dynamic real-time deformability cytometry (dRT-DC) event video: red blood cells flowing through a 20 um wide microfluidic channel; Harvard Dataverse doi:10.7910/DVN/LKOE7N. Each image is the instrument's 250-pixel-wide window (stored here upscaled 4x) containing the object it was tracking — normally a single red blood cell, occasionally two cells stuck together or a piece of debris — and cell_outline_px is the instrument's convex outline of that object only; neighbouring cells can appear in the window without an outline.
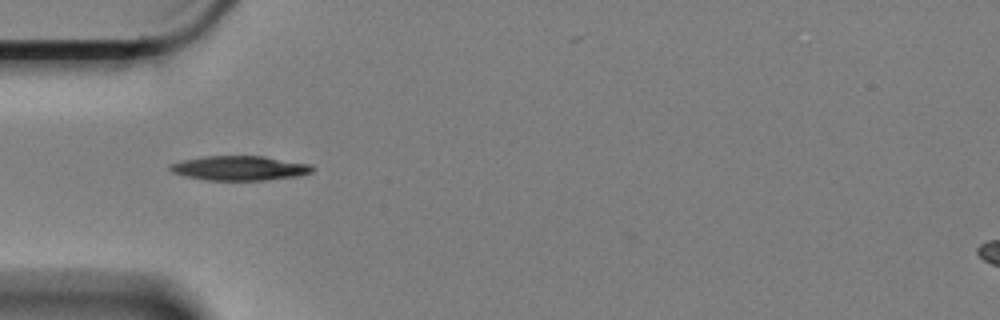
{"species": "Egyptian fruit bat (a non-hibernating species)", "species_latin": "Rousettus aegyptiacus", "temperature_condition": "cold", "stored_images_in_passage": 2, "camera_frame_rate_fps": 3000, "um_per_image_px": 0.085, "animal": {"sex": "female"}, "frame": {"image": 1, "passage_image": 1, "time_ms": 0.0, "image_size_px": [1000, 320], "cell_outline_px": [[312, 172], [300, 176], [264, 180], [208, 180], [184, 176], [172, 172], [168, 168], [172, 164], [184, 160], [204, 156], [264, 156], [312, 164]], "centroid_in_image_um": [20.4, 14.29], "position_along_channel_um": 64.6, "area_um2": 20.29}}
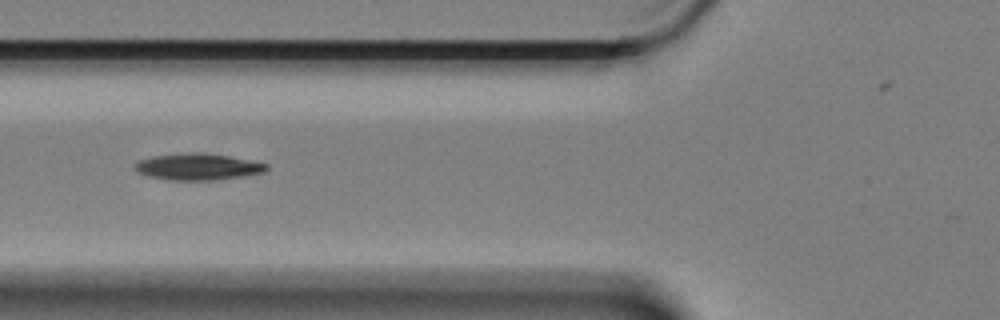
{"frame": {"image": 2, "passage_image": 2, "time_ms": 0.333, "image_size_px": [1000, 320], "cell_outline_px": [[268, 168], [264, 172], [248, 176], [216, 180], [168, 180], [148, 176], [136, 172], [132, 168], [132, 164], [140, 160], [156, 156], [192, 152], [200, 152], [228, 156], [268, 164]], "centroid_in_image_um": [16.8, 14.19], "position_along_channel_um": 109.0, "area_um2": 20.46}}